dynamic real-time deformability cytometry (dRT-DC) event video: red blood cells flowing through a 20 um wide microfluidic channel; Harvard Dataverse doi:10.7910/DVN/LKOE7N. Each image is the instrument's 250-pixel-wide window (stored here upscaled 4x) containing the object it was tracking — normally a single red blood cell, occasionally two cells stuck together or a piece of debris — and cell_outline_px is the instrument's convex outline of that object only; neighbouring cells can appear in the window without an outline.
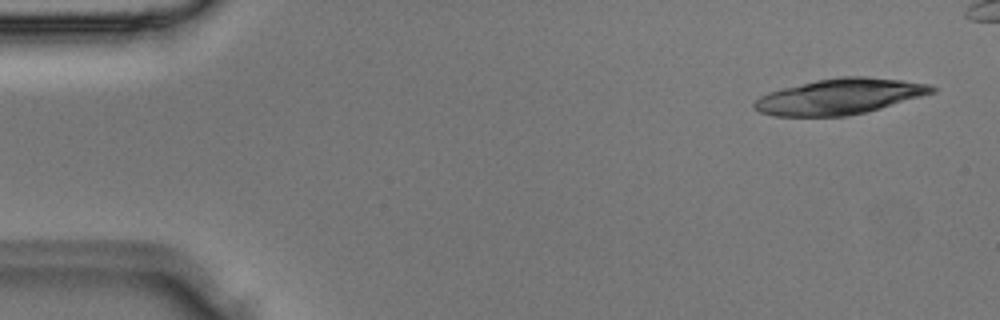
{"species": "Egyptian fruit bat (a non-hibernating species)", "species_latin": "Rousettus aegyptiacus", "temperature_condition": "room temperature", "stored_images_in_passage": 5, "camera_frame_rate_fps": 3000, "um_per_image_px": 0.085, "animal": {"sex": "male"}, "frame": {"image": 1, "passage_image": 5, "time_ms": 1.333, "image_size_px": [1000, 320], "cell_outline_px": [[936, 92], [880, 108], [848, 116], [776, 116], [760, 112], [752, 104], [760, 96], [768, 92], [816, 80], [840, 76], [864, 76], [900, 80], [928, 84], [936, 88]], "centroid_in_image_um": [71.37, 8.2], "position_along_channel_um": 13.6, "area_um2": 36.53}}